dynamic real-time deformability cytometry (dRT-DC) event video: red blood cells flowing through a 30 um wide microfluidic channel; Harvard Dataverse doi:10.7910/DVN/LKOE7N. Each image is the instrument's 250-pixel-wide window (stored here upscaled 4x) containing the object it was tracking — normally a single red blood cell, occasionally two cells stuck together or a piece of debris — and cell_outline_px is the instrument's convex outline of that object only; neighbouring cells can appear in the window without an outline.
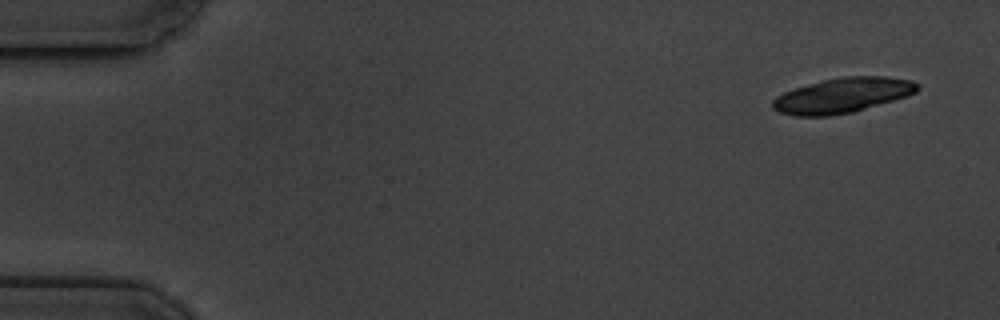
{"species": "common noctule bat (a hibernating species)", "species_latin": "Nyctalus noctula", "temperature_condition": "cold", "stored_images_in_passage": 4, "camera_frame_rate_fps": 3000, "um_per_image_px": 0.085, "animal": {"sex": "male", "body_mass_g": 19.5, "forearm_length_mm": 54.6}, "frame": {"image": 1, "passage_image": 1, "time_ms": 0.0, "image_size_px": [1000, 320], "cell_outline_px": [[920, 88], [916, 92], [908, 96], [852, 112], [828, 116], [792, 116], [780, 112], [772, 108], [772, 100], [776, 96], [784, 92], [796, 88], [824, 80], [844, 76], [888, 76], [912, 80], [920, 84]], "centroid_in_image_um": [71.64, 8.1], "position_along_channel_um": 13.4, "area_um2": 29.54}}